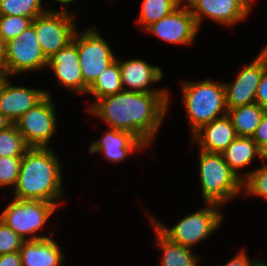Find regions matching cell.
Segmentation results:
<instances>
[{
	"label": "cell",
	"mask_w": 267,
	"mask_h": 266,
	"mask_svg": "<svg viewBox=\"0 0 267 266\" xmlns=\"http://www.w3.org/2000/svg\"><path fill=\"white\" fill-rule=\"evenodd\" d=\"M170 93L122 91L106 96L87 108L109 128L131 132L146 146L152 143L170 106Z\"/></svg>",
	"instance_id": "obj_1"
},
{
	"label": "cell",
	"mask_w": 267,
	"mask_h": 266,
	"mask_svg": "<svg viewBox=\"0 0 267 266\" xmlns=\"http://www.w3.org/2000/svg\"><path fill=\"white\" fill-rule=\"evenodd\" d=\"M53 148L30 147L22 157L12 198L56 204L64 197L61 161Z\"/></svg>",
	"instance_id": "obj_2"
},
{
	"label": "cell",
	"mask_w": 267,
	"mask_h": 266,
	"mask_svg": "<svg viewBox=\"0 0 267 266\" xmlns=\"http://www.w3.org/2000/svg\"><path fill=\"white\" fill-rule=\"evenodd\" d=\"M183 106L191 127V136L202 126L227 114L223 82L203 81L182 82Z\"/></svg>",
	"instance_id": "obj_3"
},
{
	"label": "cell",
	"mask_w": 267,
	"mask_h": 266,
	"mask_svg": "<svg viewBox=\"0 0 267 266\" xmlns=\"http://www.w3.org/2000/svg\"><path fill=\"white\" fill-rule=\"evenodd\" d=\"M199 178L205 203L220 206L243 192V180L229 167L221 153L199 149Z\"/></svg>",
	"instance_id": "obj_4"
},
{
	"label": "cell",
	"mask_w": 267,
	"mask_h": 266,
	"mask_svg": "<svg viewBox=\"0 0 267 266\" xmlns=\"http://www.w3.org/2000/svg\"><path fill=\"white\" fill-rule=\"evenodd\" d=\"M204 204L205 207L186 215L171 228L154 219L151 214L148 218L170 241L191 249L211 236L223 223L221 209L219 211L222 206L215 203Z\"/></svg>",
	"instance_id": "obj_5"
},
{
	"label": "cell",
	"mask_w": 267,
	"mask_h": 266,
	"mask_svg": "<svg viewBox=\"0 0 267 266\" xmlns=\"http://www.w3.org/2000/svg\"><path fill=\"white\" fill-rule=\"evenodd\" d=\"M57 208L56 204L46 201L12 198L11 203L1 213L0 220L25 241L40 240L49 238L38 236L37 231L45 227V223Z\"/></svg>",
	"instance_id": "obj_6"
},
{
	"label": "cell",
	"mask_w": 267,
	"mask_h": 266,
	"mask_svg": "<svg viewBox=\"0 0 267 266\" xmlns=\"http://www.w3.org/2000/svg\"><path fill=\"white\" fill-rule=\"evenodd\" d=\"M72 41L77 45L84 93L95 83L98 76L116 60L114 51L95 28L75 32Z\"/></svg>",
	"instance_id": "obj_7"
},
{
	"label": "cell",
	"mask_w": 267,
	"mask_h": 266,
	"mask_svg": "<svg viewBox=\"0 0 267 266\" xmlns=\"http://www.w3.org/2000/svg\"><path fill=\"white\" fill-rule=\"evenodd\" d=\"M46 66L47 58L41 50L32 24L16 38L6 42L4 70L7 77L40 71Z\"/></svg>",
	"instance_id": "obj_8"
},
{
	"label": "cell",
	"mask_w": 267,
	"mask_h": 266,
	"mask_svg": "<svg viewBox=\"0 0 267 266\" xmlns=\"http://www.w3.org/2000/svg\"><path fill=\"white\" fill-rule=\"evenodd\" d=\"M33 108L23 114L14 124L29 147L48 148L57 129L56 107L51 92Z\"/></svg>",
	"instance_id": "obj_9"
},
{
	"label": "cell",
	"mask_w": 267,
	"mask_h": 266,
	"mask_svg": "<svg viewBox=\"0 0 267 266\" xmlns=\"http://www.w3.org/2000/svg\"><path fill=\"white\" fill-rule=\"evenodd\" d=\"M76 16L69 12L47 11L32 21L37 39L46 58L72 42L76 32Z\"/></svg>",
	"instance_id": "obj_10"
},
{
	"label": "cell",
	"mask_w": 267,
	"mask_h": 266,
	"mask_svg": "<svg viewBox=\"0 0 267 266\" xmlns=\"http://www.w3.org/2000/svg\"><path fill=\"white\" fill-rule=\"evenodd\" d=\"M200 29L204 19L226 26L245 21L253 9V0H183Z\"/></svg>",
	"instance_id": "obj_11"
},
{
	"label": "cell",
	"mask_w": 267,
	"mask_h": 266,
	"mask_svg": "<svg viewBox=\"0 0 267 266\" xmlns=\"http://www.w3.org/2000/svg\"><path fill=\"white\" fill-rule=\"evenodd\" d=\"M242 68L234 82H223L227 110L255 103L257 87L267 69V45L252 62Z\"/></svg>",
	"instance_id": "obj_12"
},
{
	"label": "cell",
	"mask_w": 267,
	"mask_h": 266,
	"mask_svg": "<svg viewBox=\"0 0 267 266\" xmlns=\"http://www.w3.org/2000/svg\"><path fill=\"white\" fill-rule=\"evenodd\" d=\"M198 30L194 16L183 1L169 15L151 24L144 31L170 44L191 45Z\"/></svg>",
	"instance_id": "obj_13"
},
{
	"label": "cell",
	"mask_w": 267,
	"mask_h": 266,
	"mask_svg": "<svg viewBox=\"0 0 267 266\" xmlns=\"http://www.w3.org/2000/svg\"><path fill=\"white\" fill-rule=\"evenodd\" d=\"M118 62L124 91L170 93L166 88H150L154 83L160 82L164 76L160 67L135 58L126 61L118 59Z\"/></svg>",
	"instance_id": "obj_14"
},
{
	"label": "cell",
	"mask_w": 267,
	"mask_h": 266,
	"mask_svg": "<svg viewBox=\"0 0 267 266\" xmlns=\"http://www.w3.org/2000/svg\"><path fill=\"white\" fill-rule=\"evenodd\" d=\"M58 84L76 94L84 93V81L80 69L77 45L72 41L65 48L47 58Z\"/></svg>",
	"instance_id": "obj_15"
},
{
	"label": "cell",
	"mask_w": 267,
	"mask_h": 266,
	"mask_svg": "<svg viewBox=\"0 0 267 266\" xmlns=\"http://www.w3.org/2000/svg\"><path fill=\"white\" fill-rule=\"evenodd\" d=\"M46 95L44 89L12 85L7 77L0 87V112L14 124Z\"/></svg>",
	"instance_id": "obj_16"
},
{
	"label": "cell",
	"mask_w": 267,
	"mask_h": 266,
	"mask_svg": "<svg viewBox=\"0 0 267 266\" xmlns=\"http://www.w3.org/2000/svg\"><path fill=\"white\" fill-rule=\"evenodd\" d=\"M147 146L134 134L114 128L107 129L101 139L95 140L89 147L90 153H101L113 163L126 160L132 152L145 150Z\"/></svg>",
	"instance_id": "obj_17"
},
{
	"label": "cell",
	"mask_w": 267,
	"mask_h": 266,
	"mask_svg": "<svg viewBox=\"0 0 267 266\" xmlns=\"http://www.w3.org/2000/svg\"><path fill=\"white\" fill-rule=\"evenodd\" d=\"M237 137L230 117L226 114L202 126L192 136L191 142L209 153H221Z\"/></svg>",
	"instance_id": "obj_18"
},
{
	"label": "cell",
	"mask_w": 267,
	"mask_h": 266,
	"mask_svg": "<svg viewBox=\"0 0 267 266\" xmlns=\"http://www.w3.org/2000/svg\"><path fill=\"white\" fill-rule=\"evenodd\" d=\"M52 237L24 241L20 248L22 266H63L67 261Z\"/></svg>",
	"instance_id": "obj_19"
},
{
	"label": "cell",
	"mask_w": 267,
	"mask_h": 266,
	"mask_svg": "<svg viewBox=\"0 0 267 266\" xmlns=\"http://www.w3.org/2000/svg\"><path fill=\"white\" fill-rule=\"evenodd\" d=\"M221 154L229 167L243 180L240 171L250 165L254 157L260 159V148L251 137H236Z\"/></svg>",
	"instance_id": "obj_20"
},
{
	"label": "cell",
	"mask_w": 267,
	"mask_h": 266,
	"mask_svg": "<svg viewBox=\"0 0 267 266\" xmlns=\"http://www.w3.org/2000/svg\"><path fill=\"white\" fill-rule=\"evenodd\" d=\"M156 233L155 245L162 250L161 266H198L200 257L188 247L176 244L165 237L152 223Z\"/></svg>",
	"instance_id": "obj_21"
},
{
	"label": "cell",
	"mask_w": 267,
	"mask_h": 266,
	"mask_svg": "<svg viewBox=\"0 0 267 266\" xmlns=\"http://www.w3.org/2000/svg\"><path fill=\"white\" fill-rule=\"evenodd\" d=\"M267 108L255 103L232 108L227 111L237 137H252Z\"/></svg>",
	"instance_id": "obj_22"
},
{
	"label": "cell",
	"mask_w": 267,
	"mask_h": 266,
	"mask_svg": "<svg viewBox=\"0 0 267 266\" xmlns=\"http://www.w3.org/2000/svg\"><path fill=\"white\" fill-rule=\"evenodd\" d=\"M123 90L119 62L118 58H116L98 76L95 83L88 89L87 94L93 95L98 100L122 92Z\"/></svg>",
	"instance_id": "obj_23"
},
{
	"label": "cell",
	"mask_w": 267,
	"mask_h": 266,
	"mask_svg": "<svg viewBox=\"0 0 267 266\" xmlns=\"http://www.w3.org/2000/svg\"><path fill=\"white\" fill-rule=\"evenodd\" d=\"M183 0H142L137 23L143 31L174 11Z\"/></svg>",
	"instance_id": "obj_24"
},
{
	"label": "cell",
	"mask_w": 267,
	"mask_h": 266,
	"mask_svg": "<svg viewBox=\"0 0 267 266\" xmlns=\"http://www.w3.org/2000/svg\"><path fill=\"white\" fill-rule=\"evenodd\" d=\"M42 0H0V15L22 16L34 20L47 11L44 9Z\"/></svg>",
	"instance_id": "obj_25"
},
{
	"label": "cell",
	"mask_w": 267,
	"mask_h": 266,
	"mask_svg": "<svg viewBox=\"0 0 267 266\" xmlns=\"http://www.w3.org/2000/svg\"><path fill=\"white\" fill-rule=\"evenodd\" d=\"M29 148L15 124L0 131V157L24 156Z\"/></svg>",
	"instance_id": "obj_26"
},
{
	"label": "cell",
	"mask_w": 267,
	"mask_h": 266,
	"mask_svg": "<svg viewBox=\"0 0 267 266\" xmlns=\"http://www.w3.org/2000/svg\"><path fill=\"white\" fill-rule=\"evenodd\" d=\"M243 173V193L267 199V167H258Z\"/></svg>",
	"instance_id": "obj_27"
},
{
	"label": "cell",
	"mask_w": 267,
	"mask_h": 266,
	"mask_svg": "<svg viewBox=\"0 0 267 266\" xmlns=\"http://www.w3.org/2000/svg\"><path fill=\"white\" fill-rule=\"evenodd\" d=\"M32 21L31 18L17 15H0V36L6 43L26 30L32 24Z\"/></svg>",
	"instance_id": "obj_28"
},
{
	"label": "cell",
	"mask_w": 267,
	"mask_h": 266,
	"mask_svg": "<svg viewBox=\"0 0 267 266\" xmlns=\"http://www.w3.org/2000/svg\"><path fill=\"white\" fill-rule=\"evenodd\" d=\"M22 157H0V188L5 186L14 188L19 176Z\"/></svg>",
	"instance_id": "obj_29"
},
{
	"label": "cell",
	"mask_w": 267,
	"mask_h": 266,
	"mask_svg": "<svg viewBox=\"0 0 267 266\" xmlns=\"http://www.w3.org/2000/svg\"><path fill=\"white\" fill-rule=\"evenodd\" d=\"M25 240L0 220V255L20 251Z\"/></svg>",
	"instance_id": "obj_30"
},
{
	"label": "cell",
	"mask_w": 267,
	"mask_h": 266,
	"mask_svg": "<svg viewBox=\"0 0 267 266\" xmlns=\"http://www.w3.org/2000/svg\"><path fill=\"white\" fill-rule=\"evenodd\" d=\"M239 251L231 260H229L224 266H259L264 260L258 258L251 260L244 248Z\"/></svg>",
	"instance_id": "obj_31"
},
{
	"label": "cell",
	"mask_w": 267,
	"mask_h": 266,
	"mask_svg": "<svg viewBox=\"0 0 267 266\" xmlns=\"http://www.w3.org/2000/svg\"><path fill=\"white\" fill-rule=\"evenodd\" d=\"M251 138L259 148L267 145V112L262 117L260 124Z\"/></svg>",
	"instance_id": "obj_32"
},
{
	"label": "cell",
	"mask_w": 267,
	"mask_h": 266,
	"mask_svg": "<svg viewBox=\"0 0 267 266\" xmlns=\"http://www.w3.org/2000/svg\"><path fill=\"white\" fill-rule=\"evenodd\" d=\"M255 102L267 108V69L264 71L257 87Z\"/></svg>",
	"instance_id": "obj_33"
},
{
	"label": "cell",
	"mask_w": 267,
	"mask_h": 266,
	"mask_svg": "<svg viewBox=\"0 0 267 266\" xmlns=\"http://www.w3.org/2000/svg\"><path fill=\"white\" fill-rule=\"evenodd\" d=\"M0 266H22L20 252H11L0 255Z\"/></svg>",
	"instance_id": "obj_34"
},
{
	"label": "cell",
	"mask_w": 267,
	"mask_h": 266,
	"mask_svg": "<svg viewBox=\"0 0 267 266\" xmlns=\"http://www.w3.org/2000/svg\"><path fill=\"white\" fill-rule=\"evenodd\" d=\"M12 125V121L0 112V131L6 130Z\"/></svg>",
	"instance_id": "obj_35"
},
{
	"label": "cell",
	"mask_w": 267,
	"mask_h": 266,
	"mask_svg": "<svg viewBox=\"0 0 267 266\" xmlns=\"http://www.w3.org/2000/svg\"><path fill=\"white\" fill-rule=\"evenodd\" d=\"M5 46H6V43L4 42L3 38L0 36V69H4Z\"/></svg>",
	"instance_id": "obj_36"
},
{
	"label": "cell",
	"mask_w": 267,
	"mask_h": 266,
	"mask_svg": "<svg viewBox=\"0 0 267 266\" xmlns=\"http://www.w3.org/2000/svg\"><path fill=\"white\" fill-rule=\"evenodd\" d=\"M260 160H262L263 166L267 167V145L260 148Z\"/></svg>",
	"instance_id": "obj_37"
},
{
	"label": "cell",
	"mask_w": 267,
	"mask_h": 266,
	"mask_svg": "<svg viewBox=\"0 0 267 266\" xmlns=\"http://www.w3.org/2000/svg\"><path fill=\"white\" fill-rule=\"evenodd\" d=\"M56 2H58V3H60L62 6V8L63 9H59V10H57L56 9V11H63V12H70L68 9H66L64 6H66L67 4L69 5V4H71V2L73 3L75 0H55ZM64 5V6H63ZM65 8V9H64Z\"/></svg>",
	"instance_id": "obj_38"
},
{
	"label": "cell",
	"mask_w": 267,
	"mask_h": 266,
	"mask_svg": "<svg viewBox=\"0 0 267 266\" xmlns=\"http://www.w3.org/2000/svg\"><path fill=\"white\" fill-rule=\"evenodd\" d=\"M6 78H7V75H6L5 70L0 69V87Z\"/></svg>",
	"instance_id": "obj_39"
},
{
	"label": "cell",
	"mask_w": 267,
	"mask_h": 266,
	"mask_svg": "<svg viewBox=\"0 0 267 266\" xmlns=\"http://www.w3.org/2000/svg\"><path fill=\"white\" fill-rule=\"evenodd\" d=\"M259 266H267V263H265V260H264Z\"/></svg>",
	"instance_id": "obj_40"
}]
</instances>
